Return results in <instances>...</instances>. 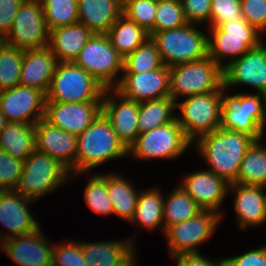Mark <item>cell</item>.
Here are the masks:
<instances>
[{
	"mask_svg": "<svg viewBox=\"0 0 266 266\" xmlns=\"http://www.w3.org/2000/svg\"><path fill=\"white\" fill-rule=\"evenodd\" d=\"M196 149L209 164V171L227 183H237V174L246 150L255 141L251 136L224 128L196 138Z\"/></svg>",
	"mask_w": 266,
	"mask_h": 266,
	"instance_id": "obj_1",
	"label": "cell"
},
{
	"mask_svg": "<svg viewBox=\"0 0 266 266\" xmlns=\"http://www.w3.org/2000/svg\"><path fill=\"white\" fill-rule=\"evenodd\" d=\"M128 155L110 121L101 113L77 136L76 174L87 173L106 161Z\"/></svg>",
	"mask_w": 266,
	"mask_h": 266,
	"instance_id": "obj_2",
	"label": "cell"
},
{
	"mask_svg": "<svg viewBox=\"0 0 266 266\" xmlns=\"http://www.w3.org/2000/svg\"><path fill=\"white\" fill-rule=\"evenodd\" d=\"M224 93L223 90L221 128L247 134L255 141L262 140L266 125V95L237 93L225 97Z\"/></svg>",
	"mask_w": 266,
	"mask_h": 266,
	"instance_id": "obj_3",
	"label": "cell"
},
{
	"mask_svg": "<svg viewBox=\"0 0 266 266\" xmlns=\"http://www.w3.org/2000/svg\"><path fill=\"white\" fill-rule=\"evenodd\" d=\"M224 86L223 67L209 55L188 63L170 67L169 95L177 103V97L216 92Z\"/></svg>",
	"mask_w": 266,
	"mask_h": 266,
	"instance_id": "obj_4",
	"label": "cell"
},
{
	"mask_svg": "<svg viewBox=\"0 0 266 266\" xmlns=\"http://www.w3.org/2000/svg\"><path fill=\"white\" fill-rule=\"evenodd\" d=\"M105 88L74 62H57L46 101L81 103L102 101Z\"/></svg>",
	"mask_w": 266,
	"mask_h": 266,
	"instance_id": "obj_5",
	"label": "cell"
},
{
	"mask_svg": "<svg viewBox=\"0 0 266 266\" xmlns=\"http://www.w3.org/2000/svg\"><path fill=\"white\" fill-rule=\"evenodd\" d=\"M68 173L70 170L59 160L35 150L24 161L22 175L13 191L35 201L61 187L70 179L72 174Z\"/></svg>",
	"mask_w": 266,
	"mask_h": 266,
	"instance_id": "obj_6",
	"label": "cell"
},
{
	"mask_svg": "<svg viewBox=\"0 0 266 266\" xmlns=\"http://www.w3.org/2000/svg\"><path fill=\"white\" fill-rule=\"evenodd\" d=\"M188 23L177 29L150 34L165 66L196 61L208 56V35Z\"/></svg>",
	"mask_w": 266,
	"mask_h": 266,
	"instance_id": "obj_7",
	"label": "cell"
},
{
	"mask_svg": "<svg viewBox=\"0 0 266 266\" xmlns=\"http://www.w3.org/2000/svg\"><path fill=\"white\" fill-rule=\"evenodd\" d=\"M223 90H226L224 86L216 92L189 96L183 102L176 103V108L181 111V116H176V120L191 143L197 136L221 128Z\"/></svg>",
	"mask_w": 266,
	"mask_h": 266,
	"instance_id": "obj_8",
	"label": "cell"
},
{
	"mask_svg": "<svg viewBox=\"0 0 266 266\" xmlns=\"http://www.w3.org/2000/svg\"><path fill=\"white\" fill-rule=\"evenodd\" d=\"M210 29L212 38L208 36V55L223 68L222 59L228 60L229 64L261 43V32L243 17Z\"/></svg>",
	"mask_w": 266,
	"mask_h": 266,
	"instance_id": "obj_9",
	"label": "cell"
},
{
	"mask_svg": "<svg viewBox=\"0 0 266 266\" xmlns=\"http://www.w3.org/2000/svg\"><path fill=\"white\" fill-rule=\"evenodd\" d=\"M124 58L112 46L107 34H93L74 63L92 75L105 89H115L118 72H123ZM114 83V84H113Z\"/></svg>",
	"mask_w": 266,
	"mask_h": 266,
	"instance_id": "obj_10",
	"label": "cell"
},
{
	"mask_svg": "<svg viewBox=\"0 0 266 266\" xmlns=\"http://www.w3.org/2000/svg\"><path fill=\"white\" fill-rule=\"evenodd\" d=\"M183 129L175 119L164 126L139 134L128 148L135 159H176L190 146Z\"/></svg>",
	"mask_w": 266,
	"mask_h": 266,
	"instance_id": "obj_11",
	"label": "cell"
},
{
	"mask_svg": "<svg viewBox=\"0 0 266 266\" xmlns=\"http://www.w3.org/2000/svg\"><path fill=\"white\" fill-rule=\"evenodd\" d=\"M49 34L40 0H25L5 41L7 45L24 51L40 49L48 46Z\"/></svg>",
	"mask_w": 266,
	"mask_h": 266,
	"instance_id": "obj_12",
	"label": "cell"
},
{
	"mask_svg": "<svg viewBox=\"0 0 266 266\" xmlns=\"http://www.w3.org/2000/svg\"><path fill=\"white\" fill-rule=\"evenodd\" d=\"M221 216L212 210H201L193 218L171 226L164 233L171 255L198 253L196 247L213 235Z\"/></svg>",
	"mask_w": 266,
	"mask_h": 266,
	"instance_id": "obj_13",
	"label": "cell"
},
{
	"mask_svg": "<svg viewBox=\"0 0 266 266\" xmlns=\"http://www.w3.org/2000/svg\"><path fill=\"white\" fill-rule=\"evenodd\" d=\"M46 95L39 89L19 84L0 91V112L8 122L35 125L44 118Z\"/></svg>",
	"mask_w": 266,
	"mask_h": 266,
	"instance_id": "obj_14",
	"label": "cell"
},
{
	"mask_svg": "<svg viewBox=\"0 0 266 266\" xmlns=\"http://www.w3.org/2000/svg\"><path fill=\"white\" fill-rule=\"evenodd\" d=\"M138 110V102L124 98L115 89H105L102 97V113L110 121L115 134L127 149L139 135Z\"/></svg>",
	"mask_w": 266,
	"mask_h": 266,
	"instance_id": "obj_15",
	"label": "cell"
},
{
	"mask_svg": "<svg viewBox=\"0 0 266 266\" xmlns=\"http://www.w3.org/2000/svg\"><path fill=\"white\" fill-rule=\"evenodd\" d=\"M102 113V101L63 103L46 101L44 119L51 125L80 135Z\"/></svg>",
	"mask_w": 266,
	"mask_h": 266,
	"instance_id": "obj_16",
	"label": "cell"
},
{
	"mask_svg": "<svg viewBox=\"0 0 266 266\" xmlns=\"http://www.w3.org/2000/svg\"><path fill=\"white\" fill-rule=\"evenodd\" d=\"M169 80L170 67L163 65L149 72L123 73L115 90L124 98L140 103L170 96Z\"/></svg>",
	"mask_w": 266,
	"mask_h": 266,
	"instance_id": "obj_17",
	"label": "cell"
},
{
	"mask_svg": "<svg viewBox=\"0 0 266 266\" xmlns=\"http://www.w3.org/2000/svg\"><path fill=\"white\" fill-rule=\"evenodd\" d=\"M224 88L235 84L252 86L258 93L266 95V46L262 42L255 48L225 64L223 68Z\"/></svg>",
	"mask_w": 266,
	"mask_h": 266,
	"instance_id": "obj_18",
	"label": "cell"
},
{
	"mask_svg": "<svg viewBox=\"0 0 266 266\" xmlns=\"http://www.w3.org/2000/svg\"><path fill=\"white\" fill-rule=\"evenodd\" d=\"M36 151L59 160L76 174L77 135L51 125L44 118L35 124Z\"/></svg>",
	"mask_w": 266,
	"mask_h": 266,
	"instance_id": "obj_19",
	"label": "cell"
},
{
	"mask_svg": "<svg viewBox=\"0 0 266 266\" xmlns=\"http://www.w3.org/2000/svg\"><path fill=\"white\" fill-rule=\"evenodd\" d=\"M31 202L33 200L13 190H0V223L9 230L5 236L0 235V242L40 229L39 223L27 207Z\"/></svg>",
	"mask_w": 266,
	"mask_h": 266,
	"instance_id": "obj_20",
	"label": "cell"
},
{
	"mask_svg": "<svg viewBox=\"0 0 266 266\" xmlns=\"http://www.w3.org/2000/svg\"><path fill=\"white\" fill-rule=\"evenodd\" d=\"M41 232L39 229L3 240L0 242V249L20 266H51L53 246Z\"/></svg>",
	"mask_w": 266,
	"mask_h": 266,
	"instance_id": "obj_21",
	"label": "cell"
},
{
	"mask_svg": "<svg viewBox=\"0 0 266 266\" xmlns=\"http://www.w3.org/2000/svg\"><path fill=\"white\" fill-rule=\"evenodd\" d=\"M182 182L180 186L202 210L219 213L229 192V183L207 169L188 174Z\"/></svg>",
	"mask_w": 266,
	"mask_h": 266,
	"instance_id": "obj_22",
	"label": "cell"
},
{
	"mask_svg": "<svg viewBox=\"0 0 266 266\" xmlns=\"http://www.w3.org/2000/svg\"><path fill=\"white\" fill-rule=\"evenodd\" d=\"M262 186L229 184L228 191L235 193L234 209L241 229L266 222V194Z\"/></svg>",
	"mask_w": 266,
	"mask_h": 266,
	"instance_id": "obj_23",
	"label": "cell"
},
{
	"mask_svg": "<svg viewBox=\"0 0 266 266\" xmlns=\"http://www.w3.org/2000/svg\"><path fill=\"white\" fill-rule=\"evenodd\" d=\"M57 60L50 48L25 50L20 74V84L41 90L49 89Z\"/></svg>",
	"mask_w": 266,
	"mask_h": 266,
	"instance_id": "obj_24",
	"label": "cell"
},
{
	"mask_svg": "<svg viewBox=\"0 0 266 266\" xmlns=\"http://www.w3.org/2000/svg\"><path fill=\"white\" fill-rule=\"evenodd\" d=\"M78 22L93 34H107L123 15L121 0H77Z\"/></svg>",
	"mask_w": 266,
	"mask_h": 266,
	"instance_id": "obj_25",
	"label": "cell"
},
{
	"mask_svg": "<svg viewBox=\"0 0 266 266\" xmlns=\"http://www.w3.org/2000/svg\"><path fill=\"white\" fill-rule=\"evenodd\" d=\"M130 240V241H129ZM133 241L81 242L88 266H131L135 256Z\"/></svg>",
	"mask_w": 266,
	"mask_h": 266,
	"instance_id": "obj_26",
	"label": "cell"
},
{
	"mask_svg": "<svg viewBox=\"0 0 266 266\" xmlns=\"http://www.w3.org/2000/svg\"><path fill=\"white\" fill-rule=\"evenodd\" d=\"M92 35L93 33L79 22L58 27L50 31L48 47L57 62H74Z\"/></svg>",
	"mask_w": 266,
	"mask_h": 266,
	"instance_id": "obj_27",
	"label": "cell"
},
{
	"mask_svg": "<svg viewBox=\"0 0 266 266\" xmlns=\"http://www.w3.org/2000/svg\"><path fill=\"white\" fill-rule=\"evenodd\" d=\"M0 150L25 161L36 150L35 125L8 122L0 132Z\"/></svg>",
	"mask_w": 266,
	"mask_h": 266,
	"instance_id": "obj_28",
	"label": "cell"
},
{
	"mask_svg": "<svg viewBox=\"0 0 266 266\" xmlns=\"http://www.w3.org/2000/svg\"><path fill=\"white\" fill-rule=\"evenodd\" d=\"M107 36L112 46L123 58L150 38L149 33L143 27L128 20L124 15L109 28Z\"/></svg>",
	"mask_w": 266,
	"mask_h": 266,
	"instance_id": "obj_29",
	"label": "cell"
},
{
	"mask_svg": "<svg viewBox=\"0 0 266 266\" xmlns=\"http://www.w3.org/2000/svg\"><path fill=\"white\" fill-rule=\"evenodd\" d=\"M174 108L176 102L170 96L140 102L137 122L139 134L173 122L176 119Z\"/></svg>",
	"mask_w": 266,
	"mask_h": 266,
	"instance_id": "obj_30",
	"label": "cell"
},
{
	"mask_svg": "<svg viewBox=\"0 0 266 266\" xmlns=\"http://www.w3.org/2000/svg\"><path fill=\"white\" fill-rule=\"evenodd\" d=\"M254 141L246 150L237 174V183L266 187V145Z\"/></svg>",
	"mask_w": 266,
	"mask_h": 266,
	"instance_id": "obj_31",
	"label": "cell"
},
{
	"mask_svg": "<svg viewBox=\"0 0 266 266\" xmlns=\"http://www.w3.org/2000/svg\"><path fill=\"white\" fill-rule=\"evenodd\" d=\"M202 209L179 185L167 198L164 197L163 233L171 226L193 218Z\"/></svg>",
	"mask_w": 266,
	"mask_h": 266,
	"instance_id": "obj_32",
	"label": "cell"
},
{
	"mask_svg": "<svg viewBox=\"0 0 266 266\" xmlns=\"http://www.w3.org/2000/svg\"><path fill=\"white\" fill-rule=\"evenodd\" d=\"M107 191L112 202L114 214L129 222L133 218L139 193L129 181L116 173L107 174ZM138 193V194H137Z\"/></svg>",
	"mask_w": 266,
	"mask_h": 266,
	"instance_id": "obj_33",
	"label": "cell"
},
{
	"mask_svg": "<svg viewBox=\"0 0 266 266\" xmlns=\"http://www.w3.org/2000/svg\"><path fill=\"white\" fill-rule=\"evenodd\" d=\"M159 191L154 188L139 193L137 206L130 222H137L148 230H155L164 223V198Z\"/></svg>",
	"mask_w": 266,
	"mask_h": 266,
	"instance_id": "obj_34",
	"label": "cell"
},
{
	"mask_svg": "<svg viewBox=\"0 0 266 266\" xmlns=\"http://www.w3.org/2000/svg\"><path fill=\"white\" fill-rule=\"evenodd\" d=\"M156 43L148 38L123 61V73H143L163 66Z\"/></svg>",
	"mask_w": 266,
	"mask_h": 266,
	"instance_id": "obj_35",
	"label": "cell"
},
{
	"mask_svg": "<svg viewBox=\"0 0 266 266\" xmlns=\"http://www.w3.org/2000/svg\"><path fill=\"white\" fill-rule=\"evenodd\" d=\"M49 31L78 23L77 0H40Z\"/></svg>",
	"mask_w": 266,
	"mask_h": 266,
	"instance_id": "obj_36",
	"label": "cell"
},
{
	"mask_svg": "<svg viewBox=\"0 0 266 266\" xmlns=\"http://www.w3.org/2000/svg\"><path fill=\"white\" fill-rule=\"evenodd\" d=\"M24 50L7 44L0 50V91L20 84Z\"/></svg>",
	"mask_w": 266,
	"mask_h": 266,
	"instance_id": "obj_37",
	"label": "cell"
},
{
	"mask_svg": "<svg viewBox=\"0 0 266 266\" xmlns=\"http://www.w3.org/2000/svg\"><path fill=\"white\" fill-rule=\"evenodd\" d=\"M85 200L91 210L98 214H114L107 191V175H93L86 185Z\"/></svg>",
	"mask_w": 266,
	"mask_h": 266,
	"instance_id": "obj_38",
	"label": "cell"
},
{
	"mask_svg": "<svg viewBox=\"0 0 266 266\" xmlns=\"http://www.w3.org/2000/svg\"><path fill=\"white\" fill-rule=\"evenodd\" d=\"M186 24L180 0H157L154 32L177 29Z\"/></svg>",
	"mask_w": 266,
	"mask_h": 266,
	"instance_id": "obj_39",
	"label": "cell"
},
{
	"mask_svg": "<svg viewBox=\"0 0 266 266\" xmlns=\"http://www.w3.org/2000/svg\"><path fill=\"white\" fill-rule=\"evenodd\" d=\"M157 0H127L123 3V15L143 27L149 35L154 33Z\"/></svg>",
	"mask_w": 266,
	"mask_h": 266,
	"instance_id": "obj_40",
	"label": "cell"
},
{
	"mask_svg": "<svg viewBox=\"0 0 266 266\" xmlns=\"http://www.w3.org/2000/svg\"><path fill=\"white\" fill-rule=\"evenodd\" d=\"M54 245L51 266H88L84 259L80 242H65Z\"/></svg>",
	"mask_w": 266,
	"mask_h": 266,
	"instance_id": "obj_41",
	"label": "cell"
},
{
	"mask_svg": "<svg viewBox=\"0 0 266 266\" xmlns=\"http://www.w3.org/2000/svg\"><path fill=\"white\" fill-rule=\"evenodd\" d=\"M242 17L240 0H211L210 24L217 28L220 24Z\"/></svg>",
	"mask_w": 266,
	"mask_h": 266,
	"instance_id": "obj_42",
	"label": "cell"
},
{
	"mask_svg": "<svg viewBox=\"0 0 266 266\" xmlns=\"http://www.w3.org/2000/svg\"><path fill=\"white\" fill-rule=\"evenodd\" d=\"M24 160L0 150V190H13L22 175Z\"/></svg>",
	"mask_w": 266,
	"mask_h": 266,
	"instance_id": "obj_43",
	"label": "cell"
},
{
	"mask_svg": "<svg viewBox=\"0 0 266 266\" xmlns=\"http://www.w3.org/2000/svg\"><path fill=\"white\" fill-rule=\"evenodd\" d=\"M242 17L259 32L266 31V0H240Z\"/></svg>",
	"mask_w": 266,
	"mask_h": 266,
	"instance_id": "obj_44",
	"label": "cell"
},
{
	"mask_svg": "<svg viewBox=\"0 0 266 266\" xmlns=\"http://www.w3.org/2000/svg\"><path fill=\"white\" fill-rule=\"evenodd\" d=\"M188 23L202 24L210 21L211 0H180Z\"/></svg>",
	"mask_w": 266,
	"mask_h": 266,
	"instance_id": "obj_45",
	"label": "cell"
},
{
	"mask_svg": "<svg viewBox=\"0 0 266 266\" xmlns=\"http://www.w3.org/2000/svg\"><path fill=\"white\" fill-rule=\"evenodd\" d=\"M226 266H266V246L225 258Z\"/></svg>",
	"mask_w": 266,
	"mask_h": 266,
	"instance_id": "obj_46",
	"label": "cell"
},
{
	"mask_svg": "<svg viewBox=\"0 0 266 266\" xmlns=\"http://www.w3.org/2000/svg\"><path fill=\"white\" fill-rule=\"evenodd\" d=\"M25 0H0V34L10 31L18 9Z\"/></svg>",
	"mask_w": 266,
	"mask_h": 266,
	"instance_id": "obj_47",
	"label": "cell"
},
{
	"mask_svg": "<svg viewBox=\"0 0 266 266\" xmlns=\"http://www.w3.org/2000/svg\"><path fill=\"white\" fill-rule=\"evenodd\" d=\"M177 261V266H226V260L218 259L215 262L205 258L199 253L180 254L174 256Z\"/></svg>",
	"mask_w": 266,
	"mask_h": 266,
	"instance_id": "obj_48",
	"label": "cell"
},
{
	"mask_svg": "<svg viewBox=\"0 0 266 266\" xmlns=\"http://www.w3.org/2000/svg\"><path fill=\"white\" fill-rule=\"evenodd\" d=\"M8 121L5 118V116L0 112V132L5 128L7 125Z\"/></svg>",
	"mask_w": 266,
	"mask_h": 266,
	"instance_id": "obj_49",
	"label": "cell"
},
{
	"mask_svg": "<svg viewBox=\"0 0 266 266\" xmlns=\"http://www.w3.org/2000/svg\"><path fill=\"white\" fill-rule=\"evenodd\" d=\"M5 44H6L5 36L0 34V50L4 47Z\"/></svg>",
	"mask_w": 266,
	"mask_h": 266,
	"instance_id": "obj_50",
	"label": "cell"
},
{
	"mask_svg": "<svg viewBox=\"0 0 266 266\" xmlns=\"http://www.w3.org/2000/svg\"><path fill=\"white\" fill-rule=\"evenodd\" d=\"M136 260H137V259H135V256H134V259H133V261H132L131 266H136V264H137V263H136V262H137Z\"/></svg>",
	"mask_w": 266,
	"mask_h": 266,
	"instance_id": "obj_51",
	"label": "cell"
}]
</instances>
